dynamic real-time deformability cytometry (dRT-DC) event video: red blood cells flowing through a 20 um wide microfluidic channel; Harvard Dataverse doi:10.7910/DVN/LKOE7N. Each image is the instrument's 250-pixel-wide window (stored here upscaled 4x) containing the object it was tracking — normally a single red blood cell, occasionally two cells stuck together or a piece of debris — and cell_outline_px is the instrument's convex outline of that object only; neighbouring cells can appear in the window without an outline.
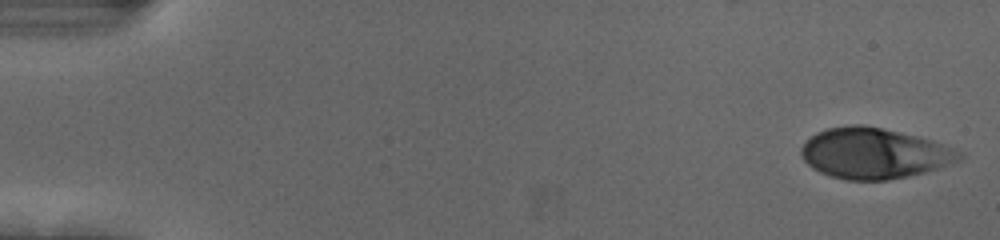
{"species": "human", "species_latin": "Homo sapiens", "temperature_condition": "cold", "stored_images_in_passage": 54, "camera_frame_rate_fps": 3000, "um_per_image_px": 0.085, "donor": {"sex": "female"}, "frame": {"image": 1, "passage_image": 1, "time_ms": 0.0, "image_size_px": [1000, 240], "cell_outline_px": [[964, 156], [960, 160], [924, 172], [908, 176], [888, 180], [848, 180], [832, 176], [820, 172], [812, 168], [804, 160], [800, 152], [800, 148], [816, 132], [828, 128], [852, 124], [864, 124], [916, 136], [932, 140], [964, 152]], "centroid_in_image_um": [74.3, 13.03], "position_along_channel_um": 10.7, "area_um2": 46.47}}
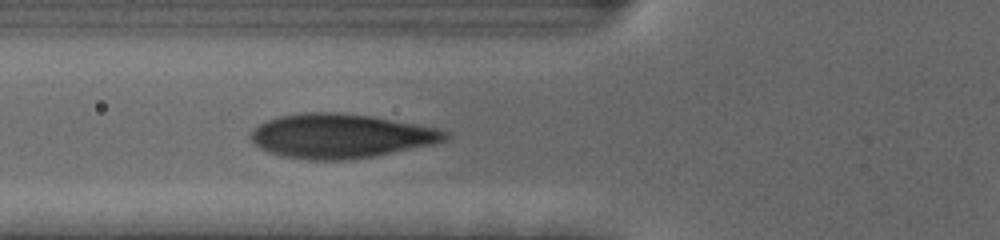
{"frame": {"image": 2, "passage_image": 20, "time_ms": 6.333, "image_size_px": [1000, 240], "cell_outline_px": [[452, 136], [448, 140], [432, 144], [372, 156], [340, 160], [308, 160], [284, 156], [260, 148], [248, 136], [260, 124], [268, 120], [280, 116], [304, 112], [336, 112], [372, 116], [436, 128], [452, 132]], "centroid_in_image_um": [28.99, 11.55], "position_along_channel_um": 96.8, "area_um2": 49.71}}
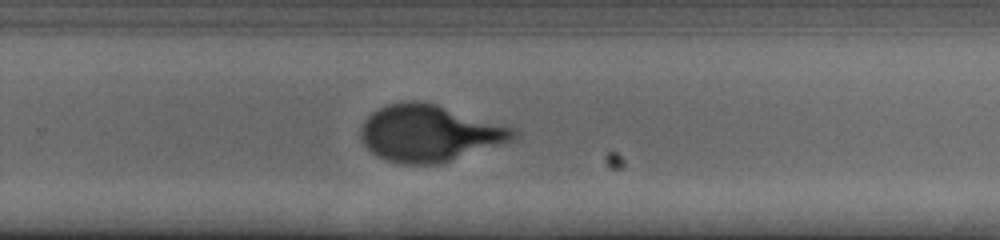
{"frame": {"image": 3, "passage_image": 36, "time_ms": 11.667, "image_size_px": [1000, 240], "cell_outline_px": [[516, 136], [508, 140], [440, 164], [400, 164], [388, 160], [372, 152], [364, 144], [360, 136], [360, 128], [364, 120], [372, 112], [388, 104], [412, 100], [436, 104], [512, 128], [516, 132]], "centroid_in_image_um": [36.39, 11.32], "position_along_channel_um": 293.4, "area_um2": 49.13}, "authors_computed_cell_mechanics": {"area_um2": 47.7717, "velocity_mm_per_s": 3.6966, "shape_relaxation_time_tau1_ms": 3.2733, "shape_relaxation_time_tau2_ms": null, "deformation_change_tau1": 0.197, "deformation_change_tau2": null}}